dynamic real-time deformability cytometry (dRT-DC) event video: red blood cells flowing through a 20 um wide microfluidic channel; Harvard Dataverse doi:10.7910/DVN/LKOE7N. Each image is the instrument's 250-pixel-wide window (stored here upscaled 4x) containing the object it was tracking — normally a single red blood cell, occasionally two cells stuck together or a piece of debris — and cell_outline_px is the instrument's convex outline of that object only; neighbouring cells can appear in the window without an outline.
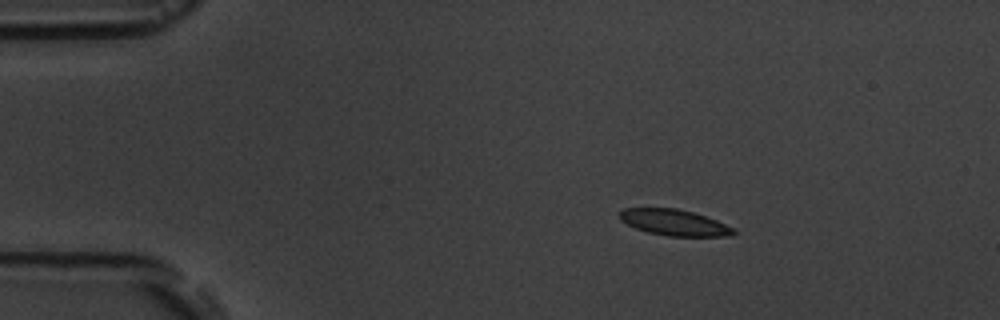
{"species": "common noctule bat (a hibernating species)", "species_latin": "Nyctalus noctula", "temperature_condition": "room temperature", "stored_images_in_passage": 5, "segment_of_instrument_passage": [1, 2], "camera_frame_rate_fps": 3000, "um_per_image_px": 0.085, "animal": {"sex": "male", "body_mass_g": 19.5, "forearm_length_mm": 54.6}, "frame": {"image": 1, "passage_image": 2, "time_ms": 1.0, "image_size_px": [1000, 320], "cell_outline_px": [[736, 232], [728, 236], [668, 236], [648, 232], [636, 228], [620, 220], [616, 212], [624, 208], [676, 208], [692, 212], [716, 220], [736, 228]], "centroid_in_image_um": [57.28, 18.91], "position_along_channel_um": 27.7, "area_um2": 17.34}}